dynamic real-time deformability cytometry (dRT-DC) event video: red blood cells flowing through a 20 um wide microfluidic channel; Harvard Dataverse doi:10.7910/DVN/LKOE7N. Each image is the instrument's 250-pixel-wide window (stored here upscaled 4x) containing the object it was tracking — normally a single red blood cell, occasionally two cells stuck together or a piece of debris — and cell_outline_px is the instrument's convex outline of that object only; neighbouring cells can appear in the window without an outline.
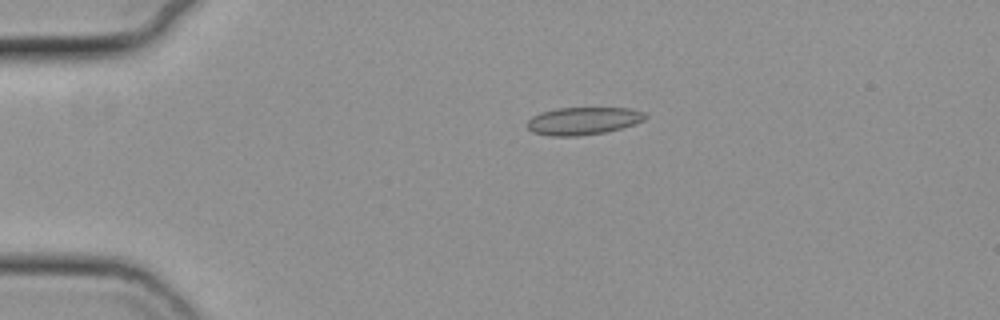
{"species": "common noctule bat (a hibernating species)", "species_latin": "Nyctalus noctula", "temperature_condition": "cold", "stored_images_in_passage": 37, "camera_frame_rate_fps": 3000, "um_per_image_px": 0.085, "animal": {"sex": "female", "body_mass_g": 19.3, "forearm_length_mm": 54.1}, "frame": {"image": 1, "passage_image": 1, "time_ms": 0.0, "image_size_px": [1000, 320], "cell_outline_px": [[648, 116], [644, 120], [620, 128], [604, 132], [576, 136], [552, 136], [532, 132], [528, 128], [528, 120], [532, 116], [540, 112], [556, 108], [628, 108], [644, 112]], "centroid_in_image_um": [49.54, 10.27], "position_along_channel_um": 35.5, "area_um2": 18.84}}
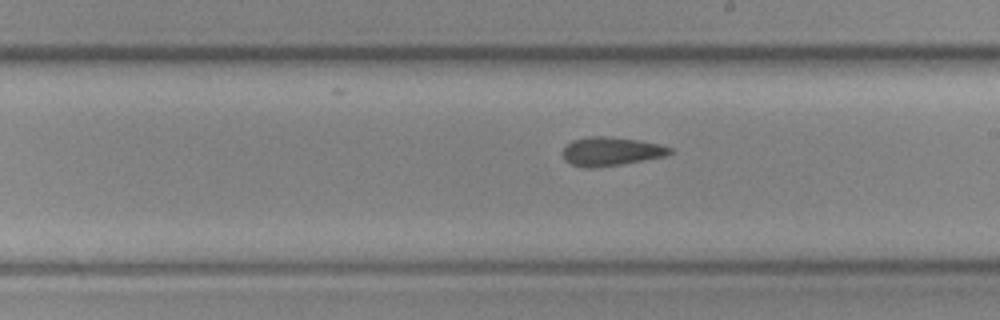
{"frame": {"image": 2, "passage_image": 21, "time_ms": 6.667, "image_size_px": [1000, 320], "cell_outline_px": [[672, 152], [664, 156], [600, 168], [584, 168], [572, 164], [564, 160], [564, 148], [572, 140], [588, 136], [604, 136], [636, 140], [660, 144], [672, 148]], "centroid_in_image_um": [51.91, 12.88], "position_along_channel_um": 237.1, "area_um2": 17.8}}
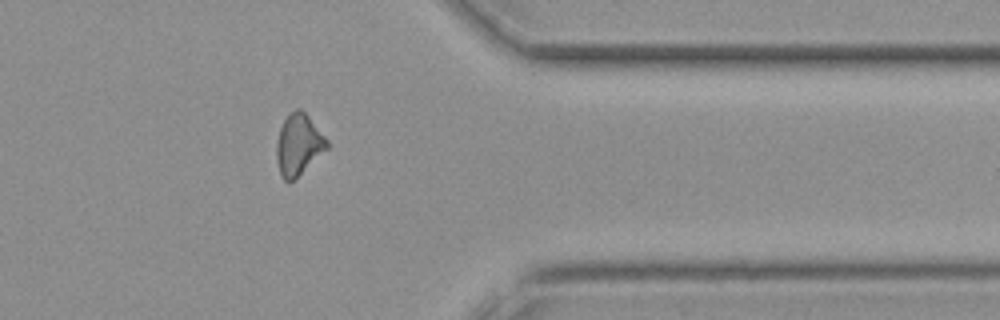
{"frame": {"image": 3, "passage_image": 34, "time_ms": 11.0, "image_size_px": [1000, 320], "cell_outline_px": [[328, 148], [288, 184], [280, 176], [276, 160], [276, 144], [280, 128], [284, 120], [296, 108], [300, 108], [308, 116], [328, 140]], "centroid_in_image_um": [25.35, 12.31], "position_along_channel_um": 386.0, "area_um2": 17.74}, "authors_computed_cell_mechanics": {"area_um2": 17.9758, "velocity_mm_per_s": 3.7264, "shape_relaxation_time_tau1_ms": 5.9457, "shape_relaxation_time_tau2_ms": 2.1257, "deformation_change_tau1": 0.1203, "deformation_change_tau2": 0.0826}}